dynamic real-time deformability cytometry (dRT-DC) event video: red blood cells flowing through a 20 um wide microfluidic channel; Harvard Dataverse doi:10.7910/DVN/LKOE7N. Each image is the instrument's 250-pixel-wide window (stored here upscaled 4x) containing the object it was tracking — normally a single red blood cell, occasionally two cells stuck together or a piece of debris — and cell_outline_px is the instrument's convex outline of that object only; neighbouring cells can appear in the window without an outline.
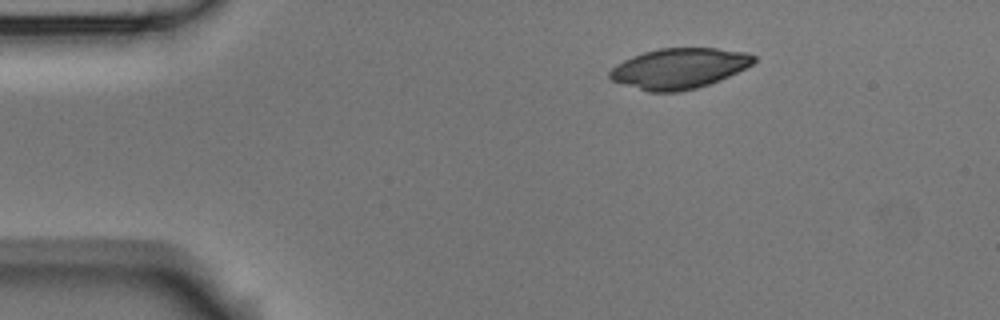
{"species": "Egyptian fruit bat (a non-hibernating species)", "species_latin": "Rousettus aegyptiacus", "temperature_condition": "room temperature", "stored_images_in_passage": 48, "camera_frame_rate_fps": 3000, "um_per_image_px": 0.085, "animal": {"sex": "male"}, "frame": {"image": 1, "passage_image": 1, "time_ms": 0.0, "image_size_px": [1000, 320], "cell_outline_px": [[756, 60], [752, 64], [720, 80], [696, 88], [680, 92], [648, 92], [612, 80], [608, 76], [608, 72], [616, 64], [632, 56], [644, 52], [660, 48], [716, 48], [748, 52], [756, 56]], "centroid_in_image_um": [57.72, 5.81], "position_along_channel_um": 27.3, "area_um2": 33.87}}
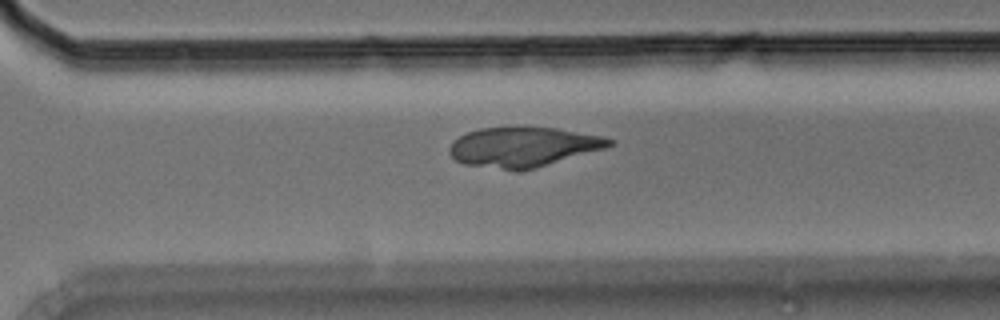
{"frame": {"image": 2, "passage_image": 31, "time_ms": 10.0, "image_size_px": [1000, 320], "cell_outline_px": [[616, 144], [604, 148], [536, 168], [504, 168], [464, 164], [456, 160], [448, 152], [448, 148], [460, 136], [468, 132], [480, 128], [556, 128], [600, 136], [616, 140]], "centroid_in_image_um": [44.5, 12.47], "position_along_channel_um": 326.1, "area_um2": 35.95}}
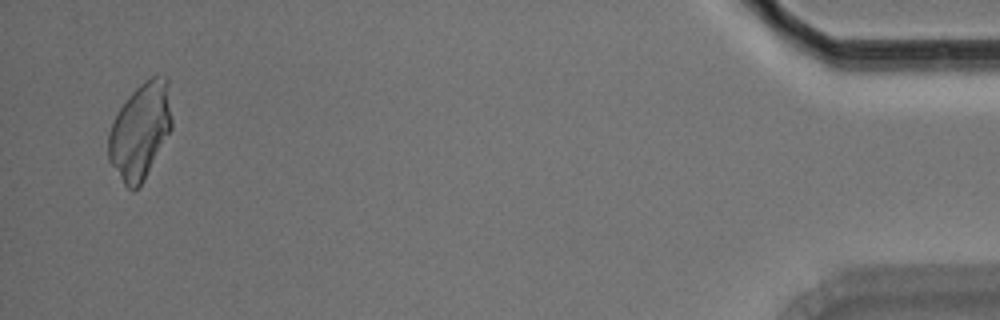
{"frame": {"image": 3, "passage_image": 46, "time_ms": 15.0, "image_size_px": [1000, 320], "cell_outline_px": [[172, 128], [144, 180], [132, 192], [124, 184], [108, 160], [108, 132], [120, 108], [128, 96], [144, 80], [152, 76], [168, 76], [172, 120]], "centroid_in_image_um": [11.93, 11.11], "position_along_channel_um": 423.3, "area_um2": 35.43}}